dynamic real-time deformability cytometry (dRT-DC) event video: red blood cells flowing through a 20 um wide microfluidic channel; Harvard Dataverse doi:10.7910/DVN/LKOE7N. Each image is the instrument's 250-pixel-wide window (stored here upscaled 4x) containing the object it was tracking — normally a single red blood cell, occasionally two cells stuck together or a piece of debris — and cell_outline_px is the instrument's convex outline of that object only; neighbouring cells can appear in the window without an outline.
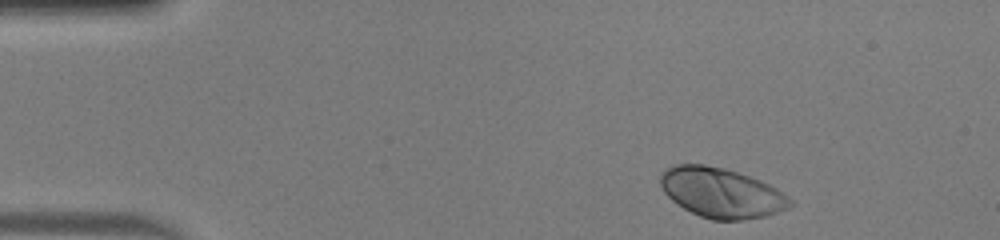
{"species": "human", "species_latin": "Homo sapiens", "temperature_condition": "warm", "stored_images_in_passage": 44, "camera_frame_rate_fps": 3000, "um_per_image_px": 0.085, "donor": {"sex": "male"}, "frame": {"image": 1, "passage_image": 1, "time_ms": 0.0, "image_size_px": [1000, 240], "cell_outline_px": [[796, 204], [788, 208], [764, 216], [740, 220], [712, 220], [700, 216], [684, 208], [672, 200], [664, 192], [660, 184], [660, 176], [664, 168], [676, 164], [704, 164], [724, 168], [760, 180], [776, 188], [788, 196]], "centroid_in_image_um": [61.31, 16.38], "position_along_channel_um": 23.7, "area_um2": 37.57}}
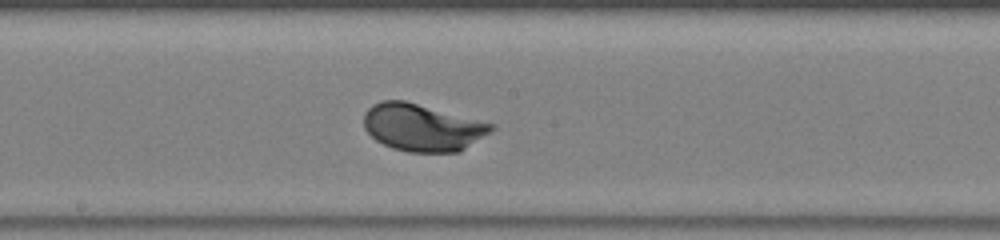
{"frame": {"image": 2, "passage_image": 21, "time_ms": 6.667, "image_size_px": [1000, 240], "cell_outline_px": [[496, 128], [492, 132], [460, 152], [408, 152], [392, 148], [376, 140], [364, 128], [364, 112], [372, 104], [380, 100], [404, 100], [496, 124]], "centroid_in_image_um": [35.93, 10.83], "position_along_channel_um": 212.3, "area_um2": 35.37}}
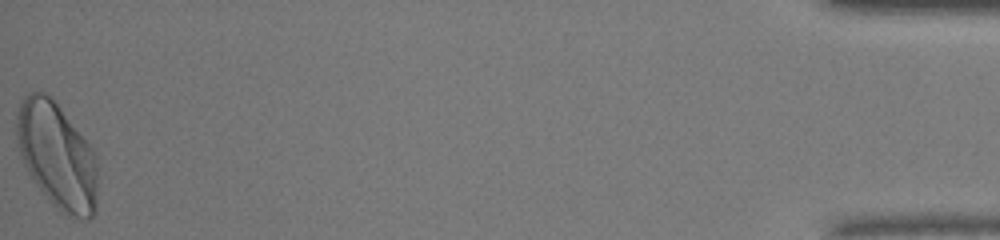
{"frame": {"image": 3, "passage_image": 44, "time_ms": 14.333, "image_size_px": [1000, 240], "cell_outline_px": [[96, 212], [88, 220], [68, 216], [60, 212], [52, 204], [28, 172], [20, 156], [16, 140], [16, 112], [20, 100], [28, 92], [44, 92], [52, 96], [92, 148], [96, 156]], "centroid_in_image_um": [4.82, 13.21], "position_along_channel_um": 430.4, "area_um2": 50.4}, "authors_computed_cell_mechanics": {"area_um2": 35.4314, "velocity_mm_per_s": 4.1101, "shape_relaxation_time_tau1_ms": 1.5501, "shape_relaxation_time_tau2_ms": null, "deformation_change_tau1": 0.1367, "deformation_change_tau2": null}}